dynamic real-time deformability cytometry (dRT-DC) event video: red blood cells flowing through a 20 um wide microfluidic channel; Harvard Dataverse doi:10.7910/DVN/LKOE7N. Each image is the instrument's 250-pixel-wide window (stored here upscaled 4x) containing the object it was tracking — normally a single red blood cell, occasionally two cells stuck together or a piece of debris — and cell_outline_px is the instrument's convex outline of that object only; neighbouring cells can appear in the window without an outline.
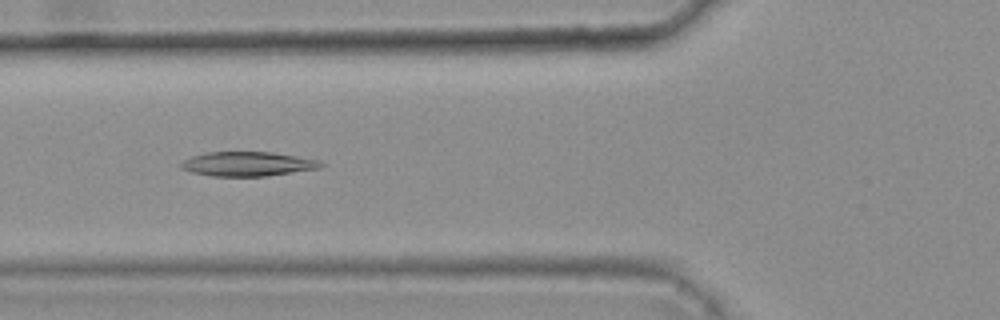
{"species": "common noctule bat (a hibernating species)", "species_latin": "Nyctalus noctula", "temperature_condition": "warm", "stored_images_in_passage": 8, "camera_frame_rate_fps": 3000, "um_per_image_px": 0.085, "animal": {"sex": "female", "body_mass_g": 25.1}, "frame": {"image": 1, "passage_image": 5, "time_ms": 1.333, "image_size_px": [1000, 320], "cell_outline_px": [[324, 164], [320, 168], [264, 176], [212, 176], [192, 172], [184, 168], [180, 164], [184, 160], [192, 156], [208, 152], [272, 152], [320, 160]], "centroid_in_image_um": [21.08, 13.93], "position_along_channel_um": 104.7, "area_um2": 19.59}}
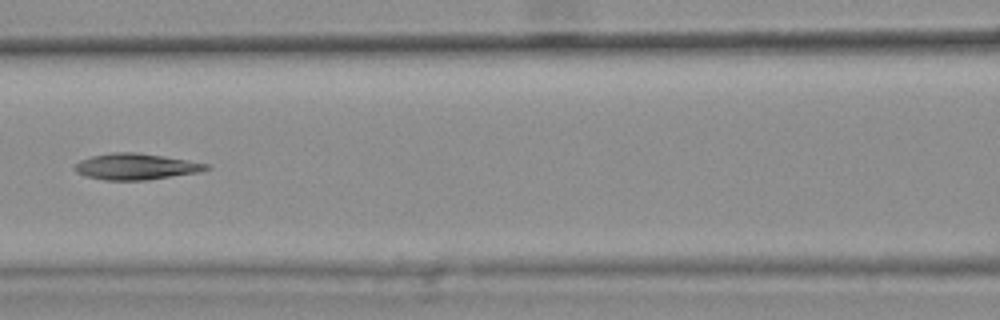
{"frame": {"image": 2, "passage_image": 6, "time_ms": 1.667, "image_size_px": [1000, 320], "cell_outline_px": [[212, 168], [200, 172], [148, 180], [104, 180], [84, 176], [76, 172], [72, 168], [80, 160], [92, 156], [112, 152], [140, 152], [212, 164]], "centroid_in_image_um": [11.59, 14.16], "position_along_channel_um": 155.0, "area_um2": 20.4}}